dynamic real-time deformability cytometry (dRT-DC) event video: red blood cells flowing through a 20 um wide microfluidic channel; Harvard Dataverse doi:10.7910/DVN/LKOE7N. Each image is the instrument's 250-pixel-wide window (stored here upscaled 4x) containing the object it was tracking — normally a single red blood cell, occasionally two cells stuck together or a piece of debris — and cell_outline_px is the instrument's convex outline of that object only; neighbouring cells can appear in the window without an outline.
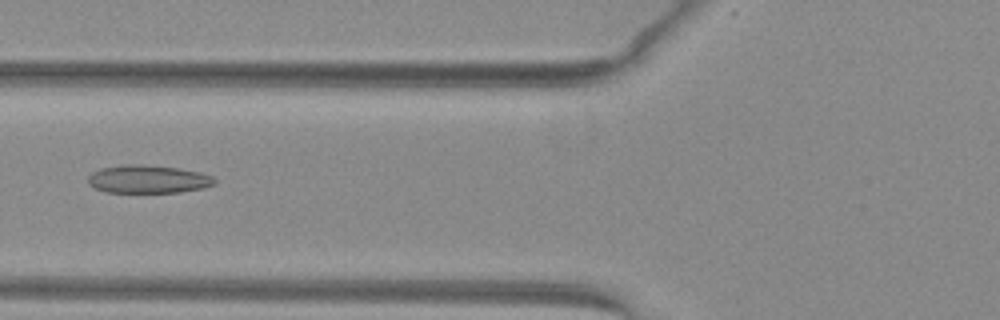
{"species": "common noctule bat (a hibernating species)", "species_latin": "Nyctalus noctula", "temperature_condition": "warm", "stored_images_in_passage": 43, "camera_frame_rate_fps": 3000, "um_per_image_px": 0.085, "animal": {"sex": "female", "body_mass_g": 29.2, "forearm_length_mm": 56.3}, "frame": {"image": 1, "passage_image": 12, "time_ms": 3.667, "image_size_px": [1000, 320], "cell_outline_px": [[216, 184], [204, 188], [180, 192], [104, 192], [88, 184], [88, 176], [92, 172], [100, 168], [124, 164], [140, 164], [176, 168], [200, 172], [212, 176], [216, 180]], "centroid_in_image_um": [12.58, 15.23], "position_along_channel_um": 113.2, "area_um2": 20.75}}
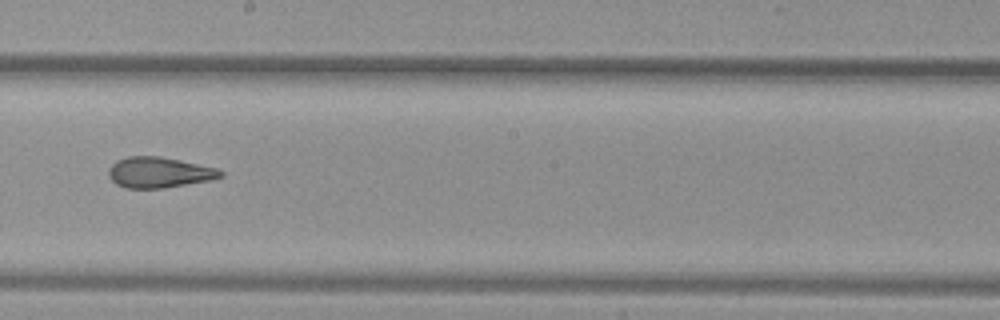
{"frame": {"image": 2, "passage_image": 21, "time_ms": 6.667, "image_size_px": [1000, 320], "cell_outline_px": [[224, 176], [212, 180], [164, 188], [128, 188], [116, 184], [108, 176], [108, 168], [116, 160], [128, 156], [160, 156], [180, 160], [216, 168], [224, 172]], "centroid_in_image_um": [13.52, 14.65], "position_along_channel_um": 234.7, "area_um2": 20.11}}
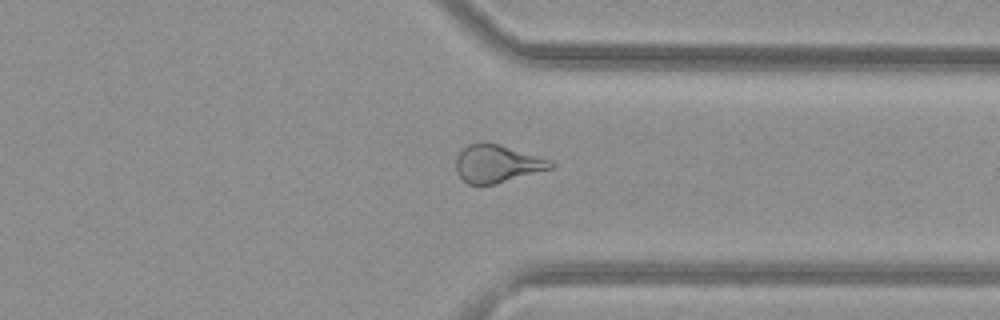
{"frame": {"image": 3, "passage_image": 31, "time_ms": 10.0, "image_size_px": [1000, 320], "cell_outline_px": [[556, 168], [496, 184], [468, 184], [456, 172], [456, 156], [468, 144], [500, 144], [552, 160], [556, 164]], "centroid_in_image_um": [42.33, 13.94], "position_along_channel_um": 369.1, "area_um2": 20.87}, "authors_computed_cell_mechanics": {"area_um2": 21.7328, "velocity_mm_per_s": 4.0573, "shape_relaxation_time_tau1_ms": null, "shape_relaxation_time_tau2_ms": 1.7125, "deformation_change_tau1": null, "deformation_change_tau2": 0.0958}}